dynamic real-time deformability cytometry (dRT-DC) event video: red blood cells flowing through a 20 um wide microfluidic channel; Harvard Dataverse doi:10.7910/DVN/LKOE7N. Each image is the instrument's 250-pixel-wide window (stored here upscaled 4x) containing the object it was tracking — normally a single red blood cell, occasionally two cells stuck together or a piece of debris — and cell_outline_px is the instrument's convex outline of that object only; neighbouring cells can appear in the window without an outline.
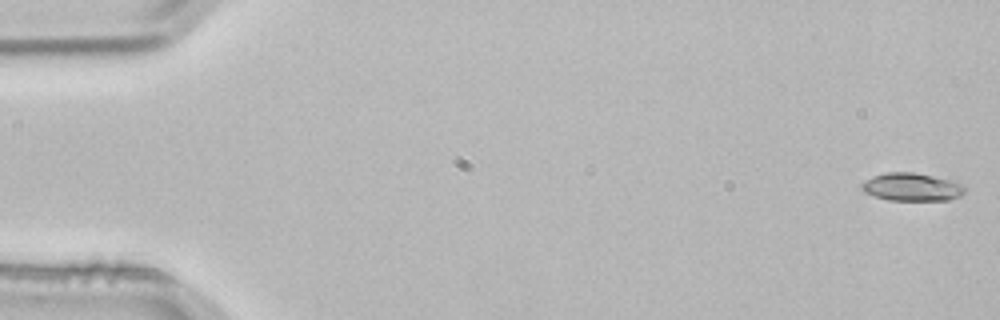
{"species": "common noctule bat (a hibernating species)", "species_latin": "Nyctalus noctula", "temperature_condition": "room temperature", "stored_images_in_passage": 4, "camera_frame_rate_fps": 3000, "um_per_image_px": 0.085, "animal": {"sex": "male", "body_mass_g": 21.5, "forearm_length_mm": 52.0}, "frame": {"image": 1, "passage_image": 1, "time_ms": 0.0, "image_size_px": [1000, 320], "cell_outline_px": [[964, 192], [960, 196], [948, 200], [888, 200], [864, 192], [860, 188], [860, 184], [864, 180], [872, 176], [888, 172], [912, 172], [932, 176], [948, 180], [960, 184], [964, 188]], "centroid_in_image_um": [77.43, 15.89], "position_along_channel_um": 7.6, "area_um2": 16.59}}
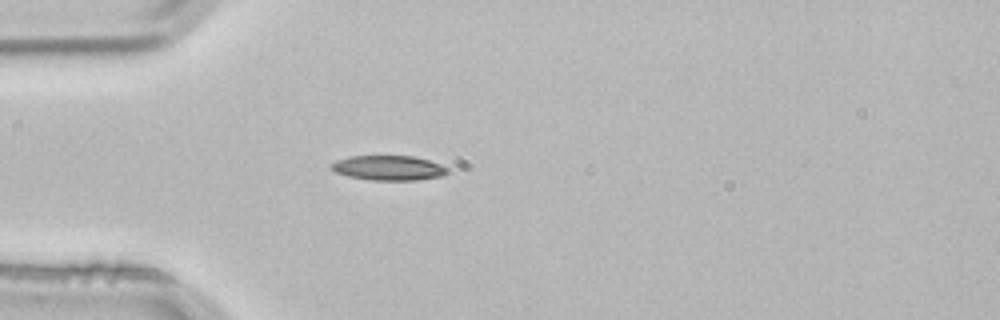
{"frame": {"image": 2, "passage_image": 4, "time_ms": 1.0, "image_size_px": [1000, 320], "cell_outline_px": [[448, 172], [440, 176], [420, 180], [372, 180], [348, 176], [336, 172], [332, 168], [332, 164], [336, 160], [352, 156], [412, 156], [428, 160], [440, 164], [448, 168]], "centroid_in_image_um": [33.05, 14.27], "position_along_channel_um": 51.9, "area_um2": 16.59}}